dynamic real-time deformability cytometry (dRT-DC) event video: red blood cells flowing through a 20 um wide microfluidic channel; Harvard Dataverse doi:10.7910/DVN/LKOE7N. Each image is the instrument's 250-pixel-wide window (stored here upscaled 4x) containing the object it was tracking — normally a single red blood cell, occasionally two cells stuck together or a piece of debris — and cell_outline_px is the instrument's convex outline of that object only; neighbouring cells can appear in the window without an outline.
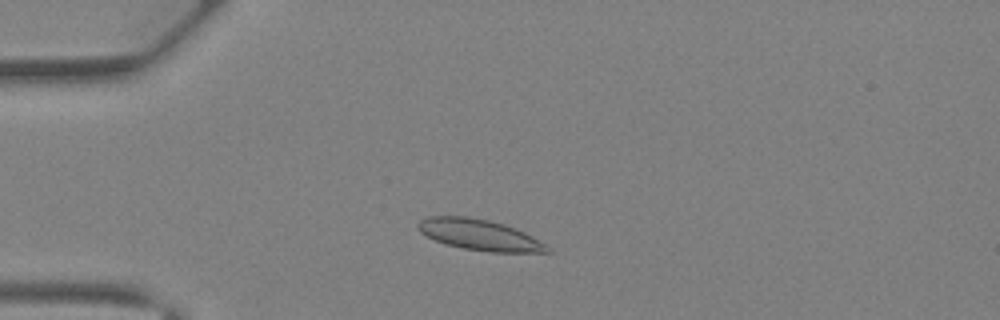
{"species": "Egyptian fruit bat (a non-hibernating species)", "species_latin": "Rousettus aegyptiacus", "temperature_condition": "warm", "stored_images_in_passage": 35, "camera_frame_rate_fps": 3000, "um_per_image_px": 0.085, "animal": {"sex": "female"}, "frame": {"image": 1, "passage_image": 5, "time_ms": 1.333, "image_size_px": [1000, 320], "cell_outline_px": [[552, 252], [492, 252], [464, 248], [444, 244], [420, 232], [416, 228], [416, 224], [420, 220], [428, 216], [468, 216], [488, 220], [504, 224], [516, 228], [532, 236], [544, 244]], "centroid_in_image_um": [40.71, 19.95], "position_along_channel_um": 44.3, "area_um2": 23.12}}
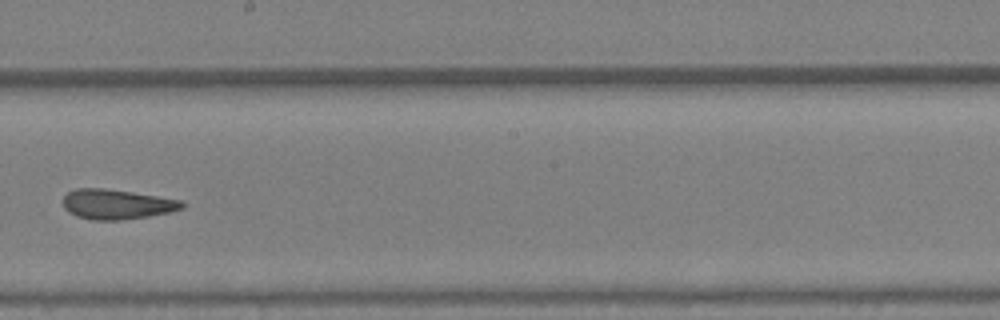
{"frame": {"image": 2, "passage_image": 18, "time_ms": 5.667, "image_size_px": [1000, 320], "cell_outline_px": [[184, 208], [168, 212], [148, 216], [120, 220], [92, 220], [76, 216], [68, 212], [64, 208], [64, 196], [68, 192], [76, 188], [104, 188], [132, 192], [184, 200]], "centroid_in_image_um": [9.92, 17.36], "position_along_channel_um": 238.3, "area_um2": 20.75}}
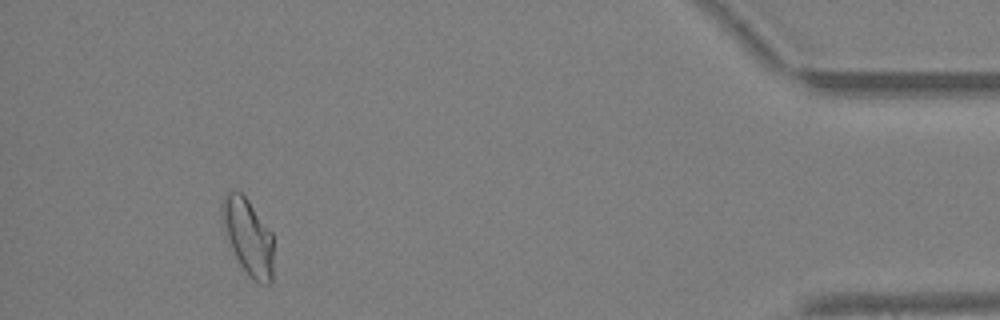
{"frame": {"image": 3, "passage_image": 32, "time_ms": 10.333, "image_size_px": [1000, 320], "cell_outline_px": [[272, 280], [268, 284], [260, 284], [248, 276], [240, 264], [220, 224], [220, 204], [224, 196], [228, 192], [240, 192], [248, 200], [272, 232]], "centroid_in_image_um": [21.05, 20.11], "position_along_channel_um": 414.1, "area_um2": 22.89}}